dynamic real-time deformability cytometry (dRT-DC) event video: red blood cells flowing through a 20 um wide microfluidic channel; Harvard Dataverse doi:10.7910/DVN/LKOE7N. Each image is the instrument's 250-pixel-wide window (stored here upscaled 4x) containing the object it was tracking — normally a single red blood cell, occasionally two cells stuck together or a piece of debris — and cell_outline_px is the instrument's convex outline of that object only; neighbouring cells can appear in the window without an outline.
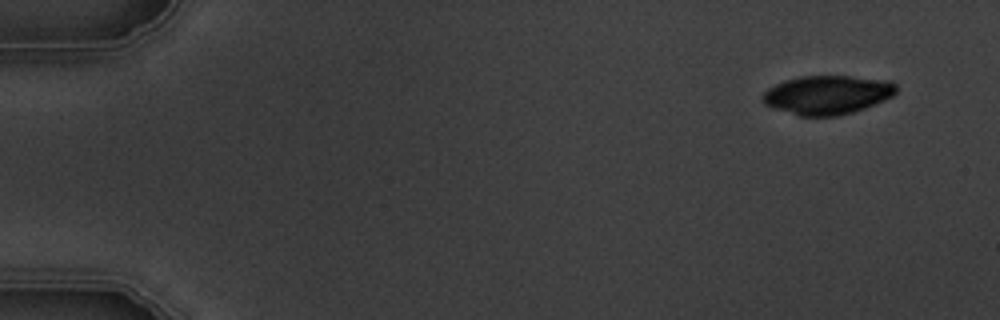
{"species": "common noctule bat (a hibernating species)", "species_latin": "Nyctalus noctula", "temperature_condition": "warm", "stored_images_in_passage": 5, "camera_frame_rate_fps": 3000, "um_per_image_px": 0.085, "animal": {"sex": "male", "body_mass_g": 19.5, "forearm_length_mm": 54.6}, "frame": {"image": 1, "passage_image": 1, "time_ms": 0.0, "image_size_px": [1000, 320], "cell_outline_px": [[896, 92], [892, 96], [876, 104], [852, 112], [836, 116], [800, 116], [764, 104], [760, 96], [768, 88], [784, 80], [800, 76], [852, 76], [892, 80], [896, 84]], "centroid_in_image_um": [70.34, 8.05], "position_along_channel_um": 14.7, "area_um2": 30.35}}